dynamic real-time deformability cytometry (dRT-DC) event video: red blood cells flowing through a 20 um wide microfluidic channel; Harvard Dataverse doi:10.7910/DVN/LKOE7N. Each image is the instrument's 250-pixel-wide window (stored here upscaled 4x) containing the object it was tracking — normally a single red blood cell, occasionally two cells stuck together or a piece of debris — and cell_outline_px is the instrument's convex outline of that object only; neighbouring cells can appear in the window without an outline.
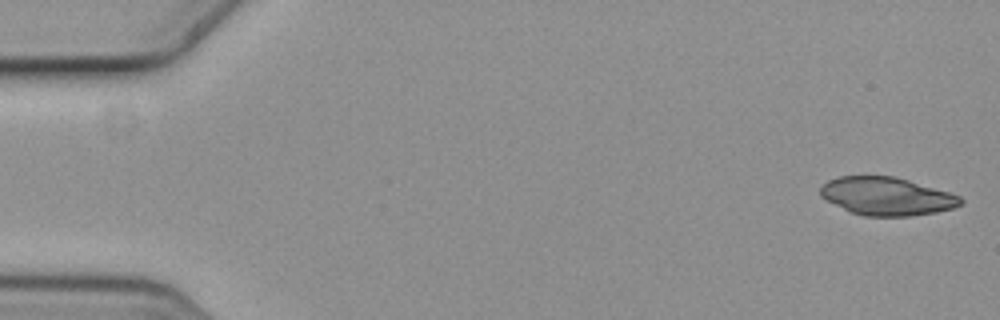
{"species": "common noctule bat (a hibernating species)", "species_latin": "Nyctalus noctula", "temperature_condition": "cold", "stored_images_in_passage": 5, "camera_frame_rate_fps": 3000, "um_per_image_px": 0.085, "animal": {"sex": "female", "body_mass_g": 19.3, "forearm_length_mm": 54.1}, "frame": {"image": 1, "passage_image": 1, "time_ms": 0.0, "image_size_px": [1000, 320], "cell_outline_px": [[964, 204], [952, 208], [936, 212], [912, 216], [864, 216], [852, 212], [820, 196], [820, 188], [828, 180], [840, 176], [892, 176], [908, 180], [948, 192], [960, 196], [964, 200]], "centroid_in_image_um": [75.4, 16.68], "position_along_channel_um": 9.6, "area_um2": 30.81}}